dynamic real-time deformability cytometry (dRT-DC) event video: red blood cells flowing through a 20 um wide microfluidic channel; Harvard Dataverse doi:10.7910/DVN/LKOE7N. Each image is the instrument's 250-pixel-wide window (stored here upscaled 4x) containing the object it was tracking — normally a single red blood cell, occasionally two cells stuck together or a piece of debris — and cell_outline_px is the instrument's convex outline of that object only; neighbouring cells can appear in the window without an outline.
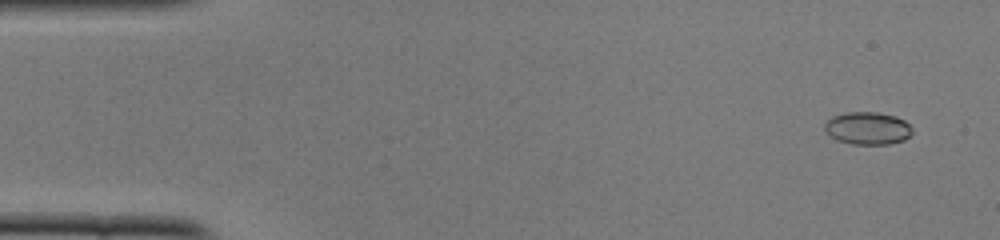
{"species": "common noctule bat (a hibernating species)", "species_latin": "Nyctalus noctula", "temperature_condition": "cold", "stored_images_in_passage": 51, "camera_frame_rate_fps": 3000, "um_per_image_px": 0.085, "animal": {"sex": "female", "body_mass_g": 22.0, "forearm_length_mm": 56.7}, "frame": {"image": 1, "passage_image": 3, "time_ms": 0.667, "image_size_px": [1000, 240], "cell_outline_px": [[912, 132], [904, 140], [888, 144], [852, 144], [836, 140], [824, 128], [824, 124], [832, 116], [844, 112], [876, 112], [896, 116], [904, 120], [912, 128]], "centroid_in_image_um": [73.74, 10.89], "position_along_channel_um": 11.3, "area_um2": 16.59}}
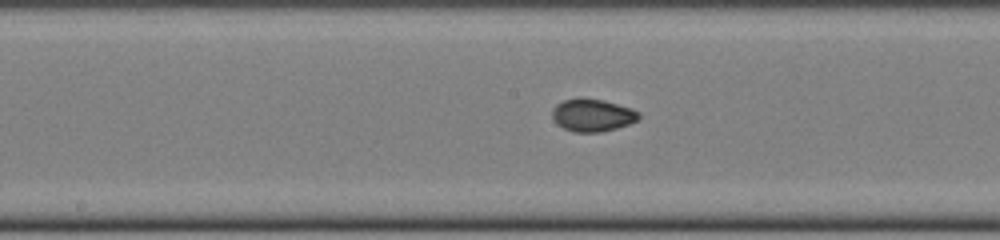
{"frame": {"image": 2, "passage_image": 26, "time_ms": 8.333, "image_size_px": [1000, 240], "cell_outline_px": [[640, 116], [636, 120], [628, 124], [616, 128], [600, 132], [576, 132], [564, 128], [552, 116], [552, 108], [556, 104], [564, 100], [604, 100], [632, 108], [640, 112]], "centroid_in_image_um": [50.39, 9.8], "position_along_channel_um": 197.8, "area_um2": 15.9}}
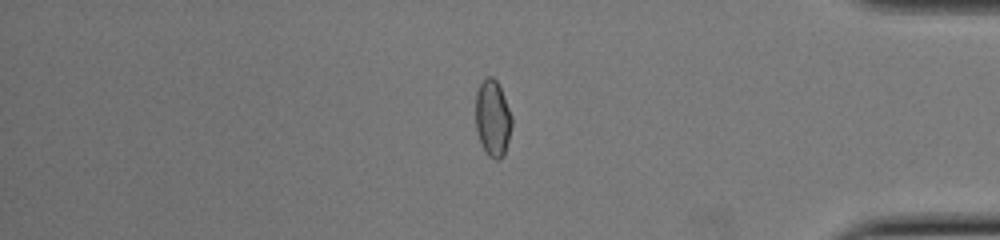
{"frame": {"image": 3, "passage_image": 43, "time_ms": 14.0, "image_size_px": [1000, 240], "cell_outline_px": [[512, 124], [504, 156], [500, 160], [496, 160], [488, 156], [480, 140], [476, 128], [476, 92], [480, 84], [488, 76], [492, 76], [496, 80], [504, 96], [512, 116]], "centroid_in_image_um": [41.89, 10.06], "position_along_channel_um": 393.3, "area_um2": 16.01}, "authors_computed_cell_mechanics": {"area_um2": 16.2418, "velocity_mm_per_s": 3.9354, "shape_relaxation_time_tau1_ms": 6.4289, "shape_relaxation_time_tau2_ms": 1.26, "deformation_change_tau1": 0.1419, "deformation_change_tau2": 0.036}}